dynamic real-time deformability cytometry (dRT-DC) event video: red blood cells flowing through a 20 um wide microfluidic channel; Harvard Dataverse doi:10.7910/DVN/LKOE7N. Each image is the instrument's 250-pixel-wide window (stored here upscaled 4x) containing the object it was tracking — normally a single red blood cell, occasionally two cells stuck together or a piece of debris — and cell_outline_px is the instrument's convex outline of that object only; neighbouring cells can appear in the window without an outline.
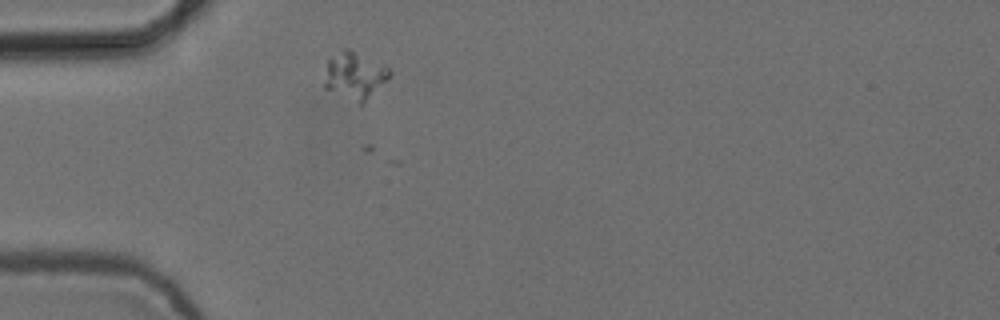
{"species": "common noctule bat (a hibernating species)", "species_latin": "Nyctalus noctula", "temperature_condition": "cold", "stored_images_in_passage": 1, "camera_frame_rate_fps": 3000, "um_per_image_px": 0.085, "animal": {"sex": "female", "body_mass_g": 24.6, "forearm_length_mm": 56.2}, "frame": {"image": 1, "passage_image": 1, "time_ms": 0.0, "image_size_px": [1000, 320], "cell_outline_px": [[392, 72], [388, 80], [364, 104], [360, 104], [324, 88], [324, 84], [328, 56], [344, 48], [348, 48], [384, 64]], "centroid_in_image_um": [30.16, 6.41], "position_along_channel_um": 54.8, "area_um2": 18.21}}